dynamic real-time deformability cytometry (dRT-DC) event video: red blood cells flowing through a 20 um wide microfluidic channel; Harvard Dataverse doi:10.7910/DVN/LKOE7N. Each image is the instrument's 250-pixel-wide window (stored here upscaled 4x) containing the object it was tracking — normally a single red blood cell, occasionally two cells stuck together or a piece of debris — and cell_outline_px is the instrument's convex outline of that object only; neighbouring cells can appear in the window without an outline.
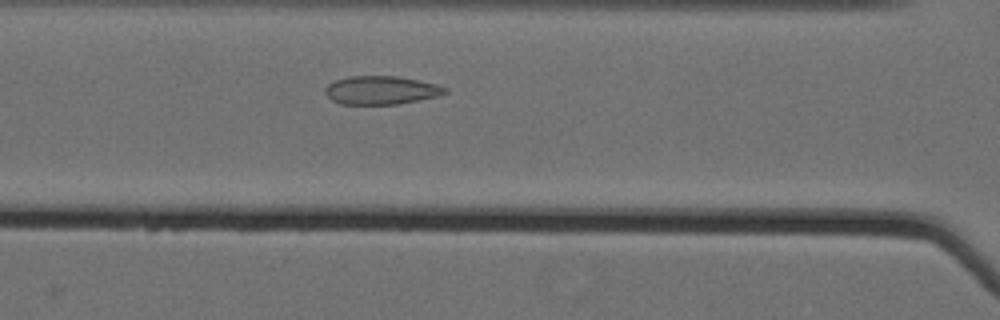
{"species": "Egyptian fruit bat (a non-hibernating species)", "species_latin": "Rousettus aegyptiacus", "temperature_condition": "cold", "stored_images_in_passage": 40, "camera_frame_rate_fps": 3000, "um_per_image_px": 0.085, "animal": {"sex": "female"}, "frame": {"image": 1, "passage_image": 15, "time_ms": 4.667, "image_size_px": [1000, 320], "cell_outline_px": [[448, 92], [440, 96], [396, 104], [340, 104], [332, 100], [324, 92], [324, 88], [328, 84], [336, 80], [348, 76], [396, 76], [436, 84], [448, 88]], "centroid_in_image_um": [32.39, 7.67], "position_along_channel_um": 134.2, "area_um2": 19.83}}
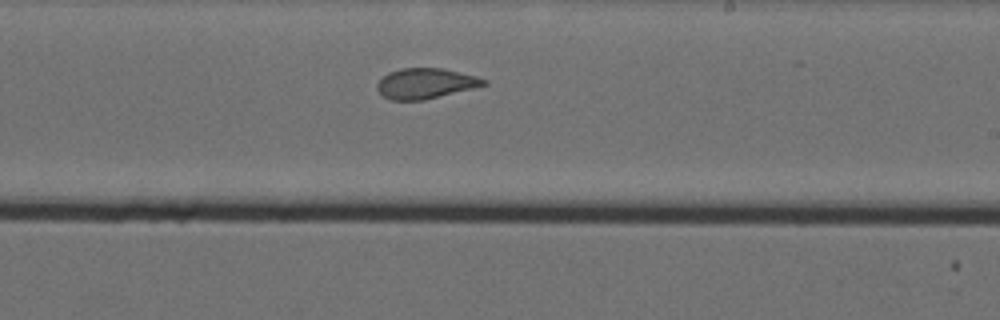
{"frame": {"image": 2, "passage_image": 25, "time_ms": 8.0, "image_size_px": [1000, 320], "cell_outline_px": [[488, 84], [424, 100], [388, 100], [376, 88], [376, 84], [388, 72], [400, 68], [444, 68], [476, 76], [488, 80]], "centroid_in_image_um": [36.16, 7.08], "position_along_channel_um": 252.8, "area_um2": 18.84}}
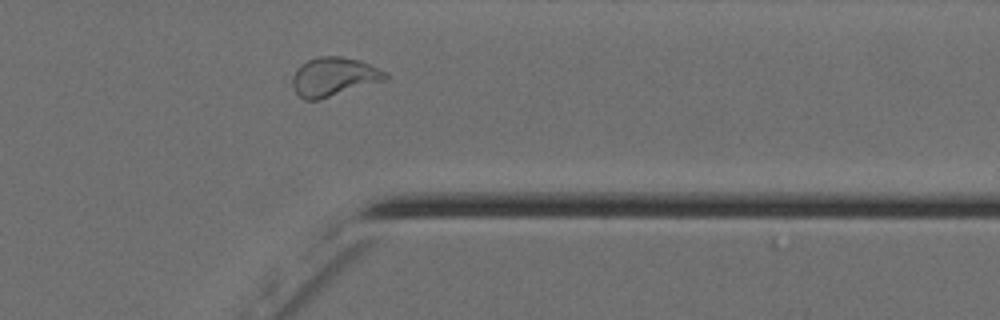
{"frame": {"image": 3, "passage_image": 36, "time_ms": 11.667, "image_size_px": [1000, 320], "cell_outline_px": [[388, 80], [320, 100], [304, 100], [296, 92], [292, 84], [292, 76], [296, 68], [300, 64], [316, 56], [340, 56], [360, 60], [388, 72]], "centroid_in_image_um": [28.4, 6.53], "position_along_channel_um": 383.0, "area_um2": 21.5}}